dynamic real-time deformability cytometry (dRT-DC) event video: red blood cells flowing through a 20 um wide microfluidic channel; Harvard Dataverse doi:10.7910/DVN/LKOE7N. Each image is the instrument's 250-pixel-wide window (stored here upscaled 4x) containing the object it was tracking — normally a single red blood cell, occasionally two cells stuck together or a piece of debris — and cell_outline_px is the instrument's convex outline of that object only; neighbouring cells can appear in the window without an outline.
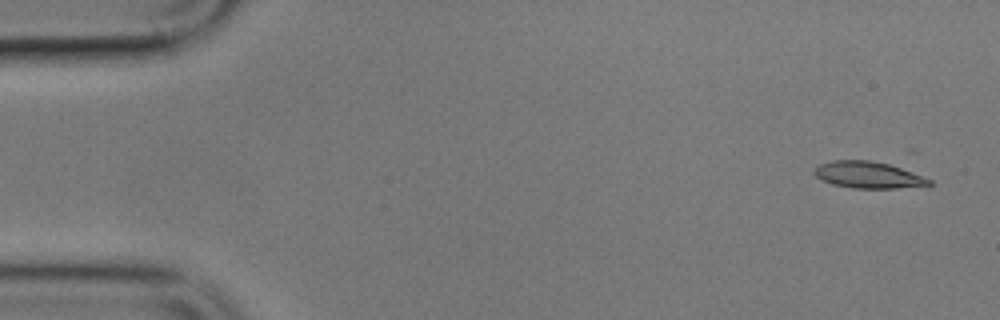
{"species": "common noctule bat (a hibernating species)", "species_latin": "Nyctalus noctula", "temperature_condition": "cold", "stored_images_in_passage": 5, "camera_frame_rate_fps": 3000, "um_per_image_px": 0.085, "animal": {"sex": "male", "body_mass_g": 17.9}, "frame": {"image": 1, "passage_image": 1, "time_ms": 0.0, "image_size_px": [1000, 320], "cell_outline_px": [[932, 184], [896, 188], [852, 188], [832, 184], [816, 176], [812, 172], [820, 164], [832, 160], [868, 160], [888, 164], [924, 176], [932, 180]], "centroid_in_image_um": [73.78, 14.86], "position_along_channel_um": 11.2, "area_um2": 17.57}}
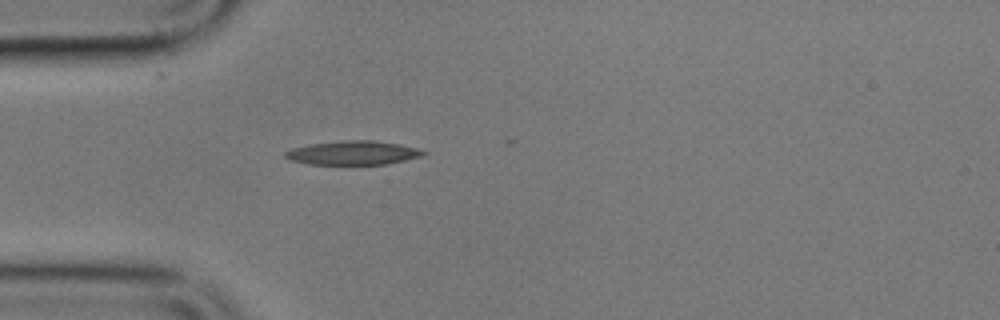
{"frame": {"image": 2, "passage_image": 5, "time_ms": 4.667, "image_size_px": [1000, 320], "cell_outline_px": [[428, 152], [424, 156], [384, 164], [308, 164], [292, 160], [284, 156], [284, 152], [292, 148], [312, 144], [344, 140], [376, 140], [400, 144], [416, 148]], "centroid_in_image_um": [30.04, 12.98], "position_along_channel_um": 55.0, "area_um2": 19.13}}